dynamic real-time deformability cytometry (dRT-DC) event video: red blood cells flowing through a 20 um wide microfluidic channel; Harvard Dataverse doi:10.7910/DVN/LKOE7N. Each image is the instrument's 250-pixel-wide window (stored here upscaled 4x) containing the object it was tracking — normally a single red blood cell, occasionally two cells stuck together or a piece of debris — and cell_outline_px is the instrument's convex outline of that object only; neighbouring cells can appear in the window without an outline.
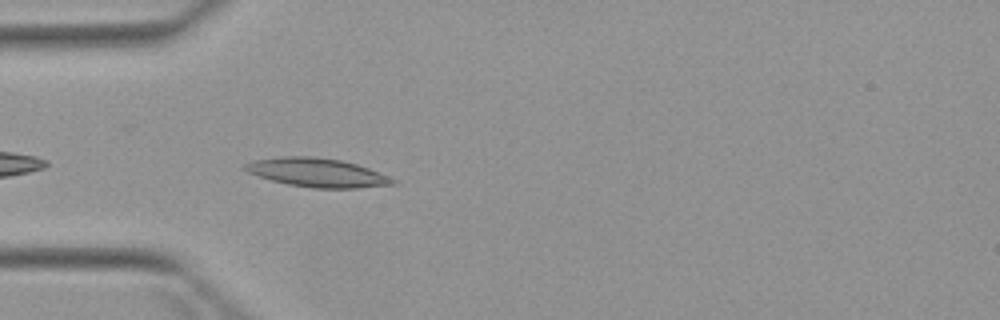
{"species": "Egyptian fruit bat (a non-hibernating species)", "species_latin": "Rousettus aegyptiacus", "temperature_condition": "warm", "stored_images_in_passage": 4, "camera_frame_rate_fps": 3000, "um_per_image_px": 0.085, "animal": {"sex": "female"}, "frame": {"image": 1, "passage_image": 4, "time_ms": 4.0, "image_size_px": [1000, 320], "cell_outline_px": [[396, 184], [356, 188], [312, 188], [288, 184], [272, 180], [248, 172], [240, 168], [244, 164], [252, 160], [280, 156], [316, 156], [340, 160], [356, 164], [368, 168], [388, 176], [396, 180]], "centroid_in_image_um": [26.92, 14.66], "position_along_channel_um": 58.1, "area_um2": 24.8}}